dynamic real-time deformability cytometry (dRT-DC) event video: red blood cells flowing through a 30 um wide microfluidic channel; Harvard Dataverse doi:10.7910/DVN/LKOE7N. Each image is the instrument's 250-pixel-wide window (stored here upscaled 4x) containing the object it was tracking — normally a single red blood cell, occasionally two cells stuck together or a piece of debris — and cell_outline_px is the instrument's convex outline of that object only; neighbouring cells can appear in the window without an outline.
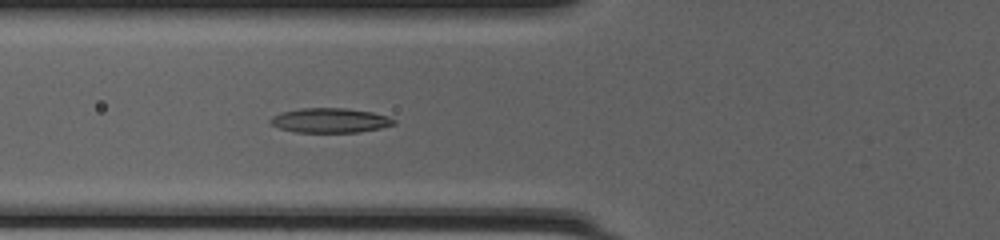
{"species": "common noctule bat (a hibernating species)", "species_latin": "Nyctalus noctula", "temperature_condition": "cold", "stored_images_in_passage": 47, "camera_frame_rate_fps": 3000, "um_per_image_px": 0.085, "animal": {"sex": "female", "body_mass_g": 20.0, "forearm_length_mm": 54.0}, "frame": {"image": 1, "passage_image": 21, "time_ms": 6.667, "image_size_px": [1000, 240], "cell_outline_px": [[396, 124], [380, 128], [360, 132], [296, 132], [280, 128], [272, 124], [268, 120], [272, 116], [280, 112], [300, 108], [348, 108], [372, 112], [388, 116], [396, 120]], "centroid_in_image_um": [28.07, 10.23], "position_along_channel_um": 97.7, "area_um2": 17.8}}
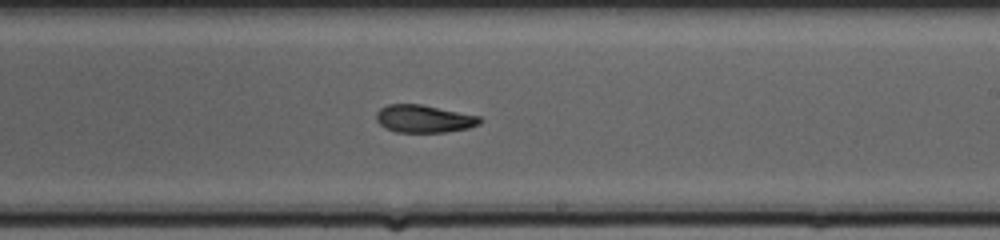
{"frame": {"image": 2, "passage_image": 32, "time_ms": 10.333, "image_size_px": [1000, 240], "cell_outline_px": [[484, 120], [480, 124], [468, 128], [444, 132], [396, 132], [380, 124], [376, 120], [376, 112], [380, 108], [388, 104], [420, 104], [480, 116]], "centroid_in_image_um": [36.05, 10.09], "position_along_channel_um": 252.9, "area_um2": 16.65}}
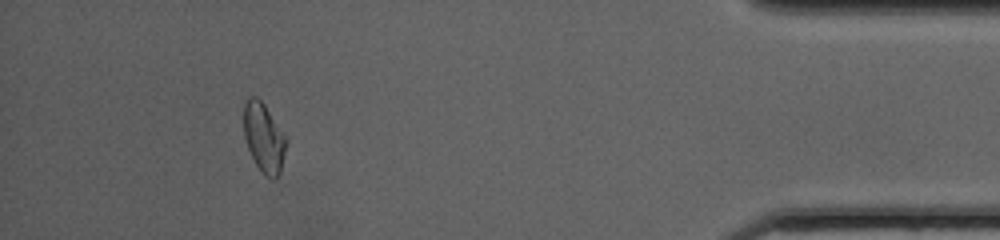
{"frame": {"image": 3, "passage_image": 47, "time_ms": 15.333, "image_size_px": [1000, 240], "cell_outline_px": [[288, 140], [280, 172], [276, 180], [272, 180], [264, 176], [256, 164], [248, 148], [244, 136], [244, 104], [248, 96], [256, 96], [264, 104]], "centroid_in_image_um": [22.43, 11.73], "position_along_channel_um": 412.8, "area_um2": 17.17}, "authors_computed_cell_mechanics": {"area_um2": 17.34, "velocity_mm_per_s": 4.2156, "shape_relaxation_time_tau1_ms": null, "shape_relaxation_time_tau2_ms": 2.0692, "deformation_change_tau1": null, "deformation_change_tau2": 0.078}}